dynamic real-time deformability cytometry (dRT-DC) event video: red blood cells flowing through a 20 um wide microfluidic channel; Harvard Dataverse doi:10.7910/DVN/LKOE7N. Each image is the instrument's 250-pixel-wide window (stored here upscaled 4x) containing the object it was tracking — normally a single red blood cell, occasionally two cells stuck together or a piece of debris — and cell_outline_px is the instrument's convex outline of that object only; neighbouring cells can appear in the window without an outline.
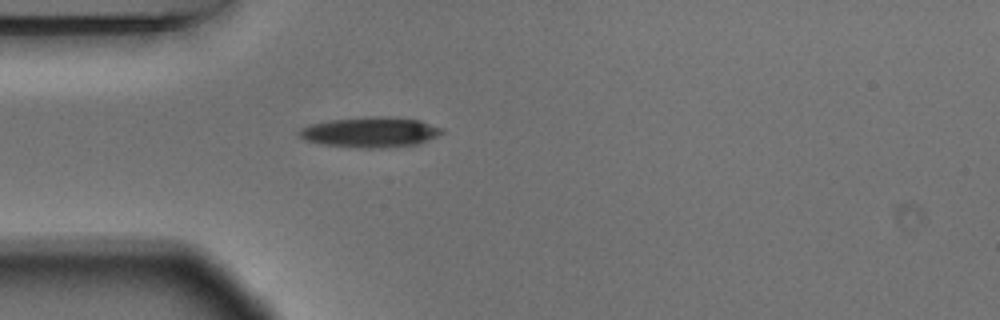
{"species": "Egyptian fruit bat (a non-hibernating species)", "species_latin": "Rousettus aegyptiacus", "temperature_condition": "warm", "stored_images_in_passage": 31, "camera_frame_rate_fps": 3000, "um_per_image_px": 0.085, "animal": {"sex": "male"}, "frame": {"image": 1, "passage_image": 7, "time_ms": 2.0, "image_size_px": [1000, 320], "cell_outline_px": [[444, 132], [420, 144], [388, 148], [364, 148], [320, 144], [304, 140], [296, 132], [300, 128], [308, 124], [328, 120], [372, 116], [384, 116], [420, 120], [444, 128]], "centroid_in_image_um": [31.47, 11.23], "position_along_channel_um": 53.5, "area_um2": 25.61}}
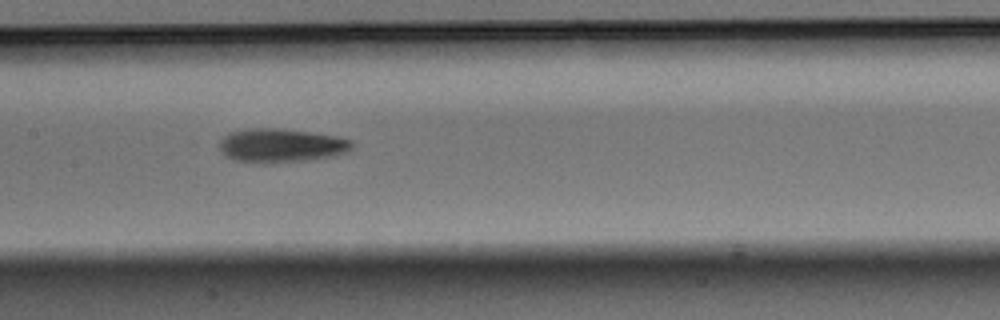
{"frame": {"image": 2, "passage_image": 18, "time_ms": 5.667, "image_size_px": [1000, 320], "cell_outline_px": [[352, 148], [348, 152], [336, 156], [304, 160], [264, 164], [232, 160], [220, 152], [220, 140], [228, 132], [252, 128], [280, 128], [336, 136], [352, 140]], "centroid_in_image_um": [23.87, 12.37], "position_along_channel_um": 183.5, "area_um2": 26.36}}
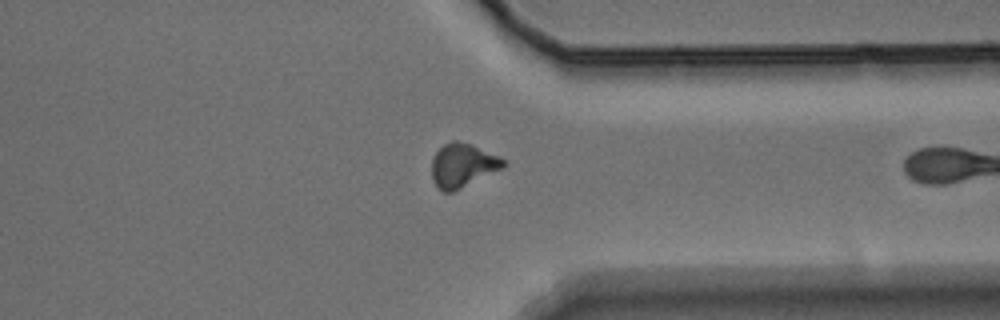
{"frame": {"image": 3, "passage_image": 30, "time_ms": 9.667, "image_size_px": [1000, 320], "cell_outline_px": [[504, 168], [452, 192], [444, 192], [436, 188], [432, 180], [432, 156], [444, 144], [452, 140], [456, 140], [472, 144], [500, 156], [504, 160]], "centroid_in_image_um": [39.31, 14.05], "position_along_channel_um": 372.1, "area_um2": 18.44}}